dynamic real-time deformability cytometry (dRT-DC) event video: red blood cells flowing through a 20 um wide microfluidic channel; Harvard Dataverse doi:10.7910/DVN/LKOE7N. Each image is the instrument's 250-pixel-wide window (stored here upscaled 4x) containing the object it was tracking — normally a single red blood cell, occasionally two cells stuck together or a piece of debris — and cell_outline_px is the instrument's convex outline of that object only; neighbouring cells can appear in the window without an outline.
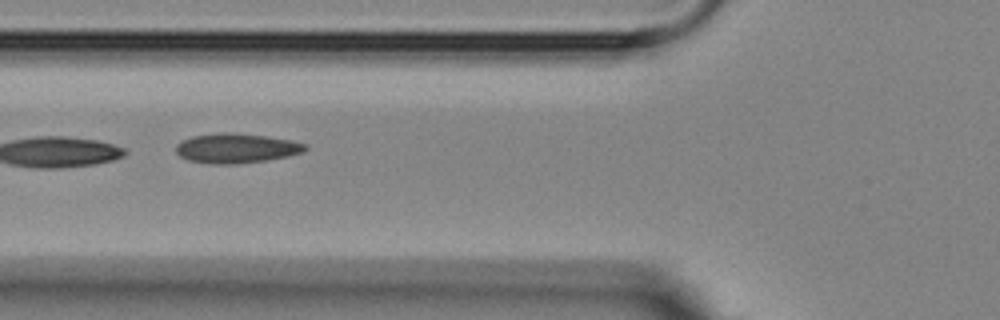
{"species": "Egyptian fruit bat (a non-hibernating species)", "species_latin": "Rousettus aegyptiacus", "temperature_condition": "room temperature", "stored_images_in_passage": 13, "camera_frame_rate_fps": 3000, "um_per_image_px": 0.085, "animal": {"sex": "female"}, "frame": {"image": 1, "passage_image": 4, "time_ms": 5.333, "image_size_px": [1000, 320], "cell_outline_px": [[308, 148], [304, 152], [288, 156], [268, 160], [236, 164], [208, 164], [188, 160], [180, 156], [176, 152], [176, 144], [180, 140], [192, 136], [220, 132], [236, 132], [292, 140], [308, 144]], "centroid_in_image_um": [20.08, 12.59], "position_along_channel_um": 105.7, "area_um2": 22.72}, "authors_computed_cell_mechanics": {"area_um2": 23.0622, "velocity_mm_per_s": 3.6437, "shape_relaxation_time_tau1_ms": null, "shape_relaxation_time_tau2_ms": 2.6232, "deformation_change_tau1": null, "deformation_change_tau2": 0.0757}}